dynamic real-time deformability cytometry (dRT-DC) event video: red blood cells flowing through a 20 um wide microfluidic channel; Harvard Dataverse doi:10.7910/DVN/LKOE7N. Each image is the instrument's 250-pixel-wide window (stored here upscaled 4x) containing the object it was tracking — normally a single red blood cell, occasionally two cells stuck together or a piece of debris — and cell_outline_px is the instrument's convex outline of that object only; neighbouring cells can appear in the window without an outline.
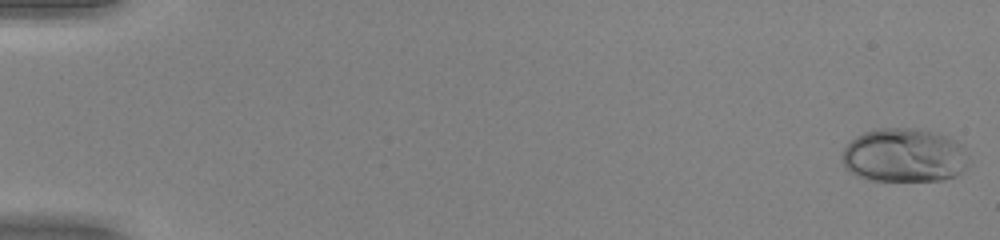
{"species": "human", "species_latin": "Homo sapiens", "temperature_condition": "warm", "stored_images_in_passage": 51, "camera_frame_rate_fps": 3000, "um_per_image_px": 0.085, "donor": {"sex": "female"}, "frame": {"image": 1, "passage_image": 1, "time_ms": 0.0, "image_size_px": [1000, 240], "cell_outline_px": [[968, 164], [956, 176], [940, 180], [868, 180], [856, 176], [848, 172], [844, 168], [840, 156], [844, 148], [856, 136], [864, 132], [880, 128], [916, 128], [948, 136], [956, 140], [960, 144], [968, 156]], "centroid_in_image_um": [76.82, 13.21], "position_along_channel_um": 8.2, "area_um2": 40.0}}
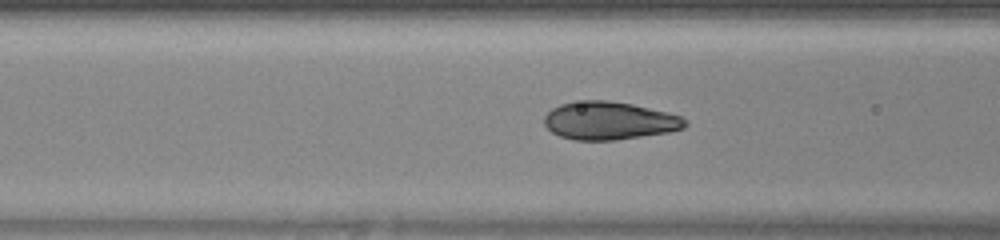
{"frame": {"image": 2, "passage_image": 22, "time_ms": 7.0, "image_size_px": [1000, 240], "cell_outline_px": [[688, 124], [684, 128], [668, 132], [616, 140], [572, 140], [560, 136], [552, 132], [544, 124], [544, 116], [552, 108], [560, 104], [584, 100], [604, 100], [632, 104], [668, 112], [680, 116], [688, 120]], "centroid_in_image_um": [51.79, 10.26], "position_along_channel_um": 114.8, "area_um2": 31.21}}
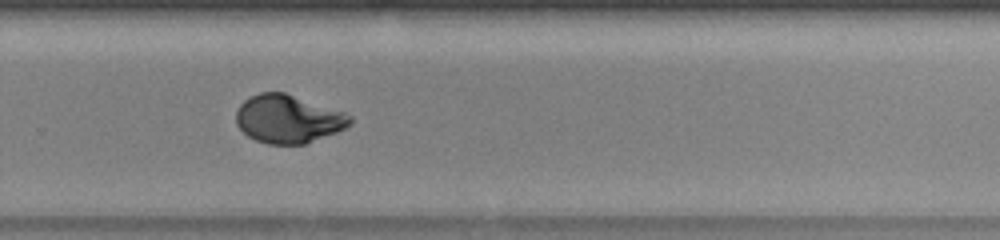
{"frame": {"image": 3, "passage_image": 36, "time_ms": 11.667, "image_size_px": [1000, 240], "cell_outline_px": [[352, 124], [336, 132], [304, 144], [268, 144], [256, 140], [248, 136], [236, 124], [236, 112], [240, 104], [244, 100], [260, 92], [284, 92], [344, 112], [352, 116]], "centroid_in_image_um": [24.48, 10.11], "position_along_channel_um": 305.3, "area_um2": 31.79}, "authors_computed_cell_mechanics": {"area_um2": 32.079, "velocity_mm_per_s": 4.0889, "shape_relaxation_time_tau1_ms": 3.5125, "shape_relaxation_time_tau2_ms": null, "deformation_change_tau1": 0.1924, "deformation_change_tau2": null}}